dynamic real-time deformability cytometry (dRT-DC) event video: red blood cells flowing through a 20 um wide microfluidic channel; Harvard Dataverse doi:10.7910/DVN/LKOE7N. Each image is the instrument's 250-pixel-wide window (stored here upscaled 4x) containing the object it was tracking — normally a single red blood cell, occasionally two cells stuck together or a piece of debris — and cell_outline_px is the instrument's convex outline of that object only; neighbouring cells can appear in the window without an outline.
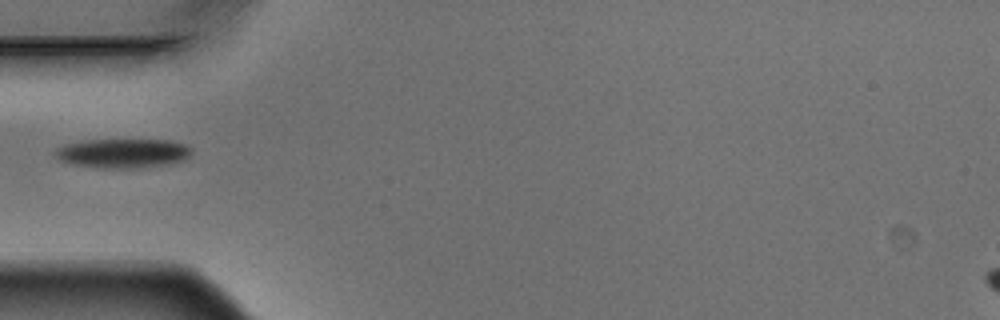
{"species": "Egyptian fruit bat (a non-hibernating species)", "species_latin": "Rousettus aegyptiacus", "temperature_condition": "warm", "stored_images_in_passage": 4, "camera_frame_rate_fps": 3000, "um_per_image_px": 0.085, "animal": {"sex": "male"}, "frame": {"image": 1, "passage_image": 4, "time_ms": 1.0, "image_size_px": [1000, 320], "cell_outline_px": [[192, 152], [184, 160], [168, 164], [140, 168], [96, 168], [72, 164], [60, 160], [52, 152], [56, 148], [64, 144], [88, 140], [168, 140], [184, 144], [192, 148]], "centroid_in_image_um": [10.42, 13.03], "position_along_channel_um": 74.6, "area_um2": 23.41}}